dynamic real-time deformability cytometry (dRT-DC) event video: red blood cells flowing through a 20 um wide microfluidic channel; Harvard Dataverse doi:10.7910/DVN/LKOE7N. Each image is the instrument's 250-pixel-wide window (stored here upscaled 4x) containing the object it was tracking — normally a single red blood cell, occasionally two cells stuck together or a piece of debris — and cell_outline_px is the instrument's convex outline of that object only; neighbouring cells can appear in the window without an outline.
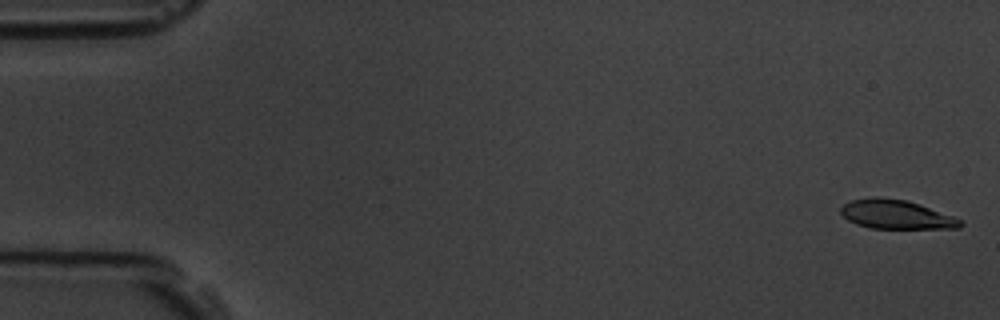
{"species": "common noctule bat (a hibernating species)", "species_latin": "Nyctalus noctula", "temperature_condition": "room temperature", "stored_images_in_passage": 6, "camera_frame_rate_fps": 3000, "um_per_image_px": 0.085, "animal": {"sex": "male", "body_mass_g": 19.5, "forearm_length_mm": 54.6}, "frame": {"image": 1, "passage_image": 1, "time_ms": 0.0, "image_size_px": [1000, 320], "cell_outline_px": [[964, 224], [960, 228], [872, 228], [856, 224], [848, 220], [840, 212], [840, 208], [844, 204], [852, 200], [872, 196], [880, 196], [908, 200], [920, 204], [952, 216], [960, 220]], "centroid_in_image_um": [76.15, 18.21], "position_along_channel_um": 8.9, "area_um2": 20.23}}
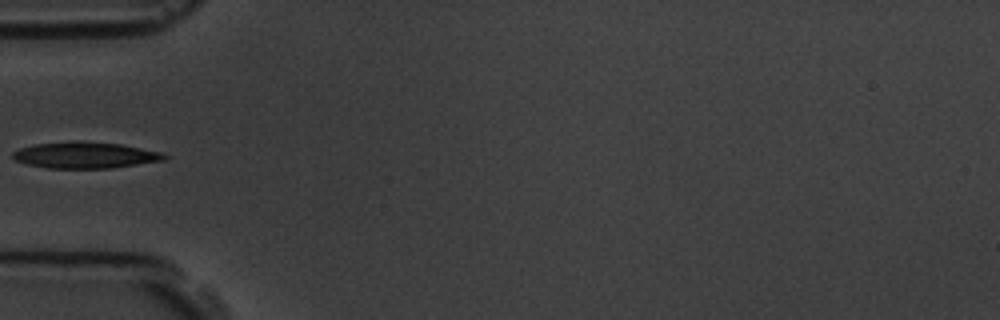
{"frame": {"image": 2, "passage_image": 5, "time_ms": 5.667, "image_size_px": [1000, 320], "cell_outline_px": [[168, 156], [164, 160], [112, 168], [48, 168], [28, 164], [16, 160], [12, 156], [12, 152], [20, 148], [36, 144], [72, 140], [76, 140], [120, 144], [160, 152]], "centroid_in_image_um": [7.22, 13.18], "position_along_channel_um": 77.8, "area_um2": 23.12}}
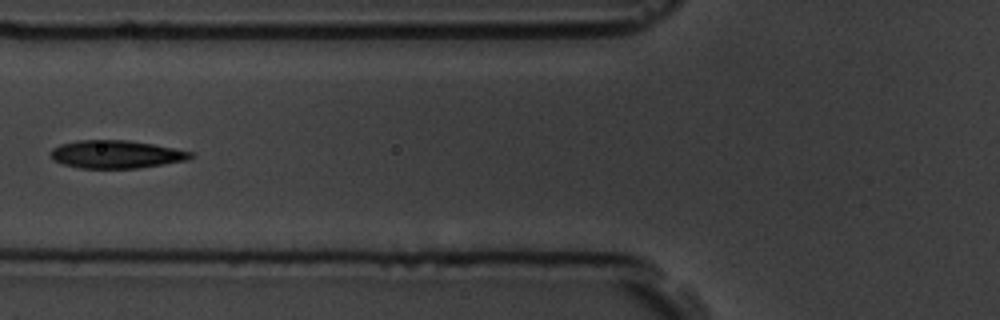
{"frame": {"image": 3, "passage_image": 6, "time_ms": 6.667, "image_size_px": [1000, 320], "cell_outline_px": [[196, 156], [188, 160], [140, 168], [80, 168], [64, 164], [52, 160], [48, 152], [52, 148], [60, 144], [80, 140], [128, 140], [152, 144], [196, 152]], "centroid_in_image_um": [9.9, 13.12], "position_along_channel_um": 115.9, "area_um2": 23.06}}